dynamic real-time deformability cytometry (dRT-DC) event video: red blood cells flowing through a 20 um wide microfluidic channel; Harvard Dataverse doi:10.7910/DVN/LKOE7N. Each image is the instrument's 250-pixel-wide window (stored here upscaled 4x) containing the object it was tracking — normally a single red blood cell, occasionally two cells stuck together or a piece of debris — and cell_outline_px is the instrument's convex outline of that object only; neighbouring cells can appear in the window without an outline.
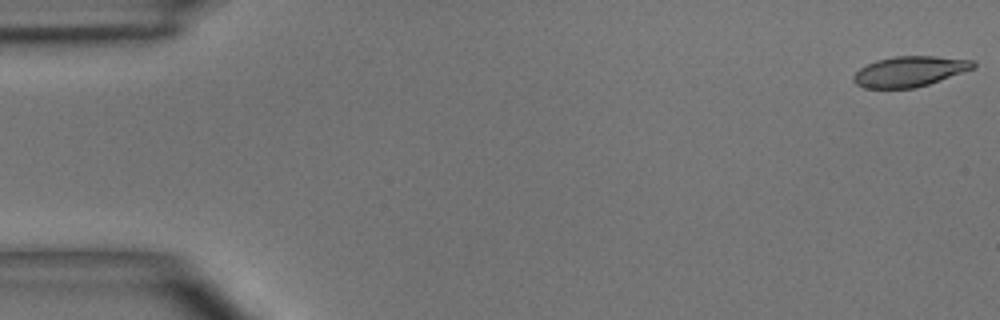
{"species": "common noctule bat (a hibernating species)", "species_latin": "Nyctalus noctula", "temperature_condition": "room temperature", "stored_images_in_passage": 51, "camera_frame_rate_fps": 3000, "um_per_image_px": 0.085, "animal": {"sex": "male", "body_mass_g": 15.6}, "frame": {"image": 1, "passage_image": 1, "time_ms": 0.0, "image_size_px": [1000, 320], "cell_outline_px": [[976, 68], [916, 88], [864, 88], [856, 84], [852, 80], [852, 76], [860, 68], [876, 60], [892, 56], [936, 56], [976, 60]], "centroid_in_image_um": [77.34, 6.06], "position_along_channel_um": 7.7, "area_um2": 21.39}}
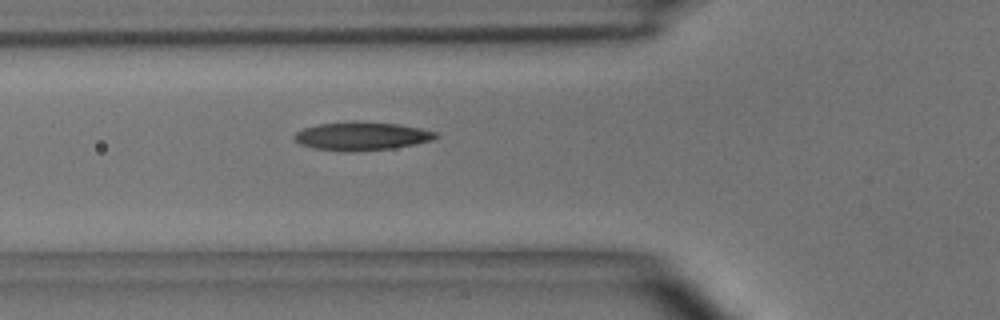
{"frame": {"image": 2, "passage_image": 18, "time_ms": 5.667, "image_size_px": [1000, 320], "cell_outline_px": [[440, 136], [432, 140], [392, 148], [340, 152], [312, 148], [300, 144], [292, 136], [296, 132], [304, 128], [320, 124], [352, 120], [360, 120], [400, 124], [420, 128], [436, 132]], "centroid_in_image_um": [30.72, 11.55], "position_along_channel_um": 95.1, "area_um2": 23.58}}
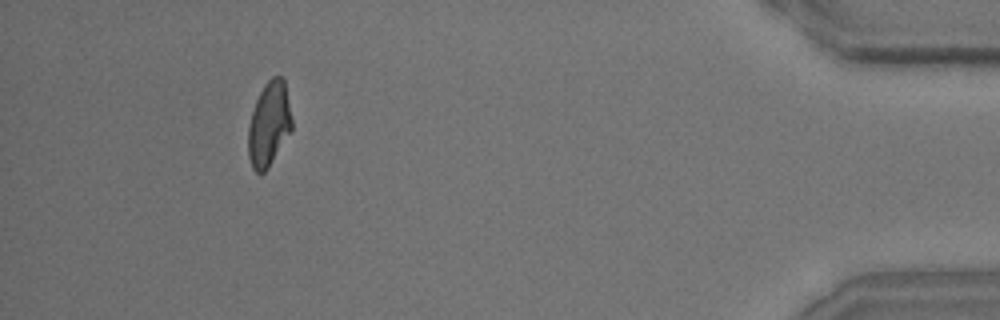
{"frame": {"image": 3, "passage_image": 47, "time_ms": 15.333, "image_size_px": [1000, 320], "cell_outline_px": [[292, 128], [268, 168], [264, 172], [256, 172], [252, 168], [248, 156], [248, 128], [252, 112], [256, 100], [264, 84], [272, 76], [284, 76], [292, 120]], "centroid_in_image_um": [22.86, 10.52], "position_along_channel_um": 412.3, "area_um2": 21.39}, "authors_computed_cell_mechanics": {"area_um2": 22.253, "velocity_mm_per_s": 3.9145, "shape_relaxation_time_tau1_ms": 4.917, "shape_relaxation_time_tau2_ms": 1.6146, "deformation_change_tau1": 0.1587, "deformation_change_tau2": 0.0775}}